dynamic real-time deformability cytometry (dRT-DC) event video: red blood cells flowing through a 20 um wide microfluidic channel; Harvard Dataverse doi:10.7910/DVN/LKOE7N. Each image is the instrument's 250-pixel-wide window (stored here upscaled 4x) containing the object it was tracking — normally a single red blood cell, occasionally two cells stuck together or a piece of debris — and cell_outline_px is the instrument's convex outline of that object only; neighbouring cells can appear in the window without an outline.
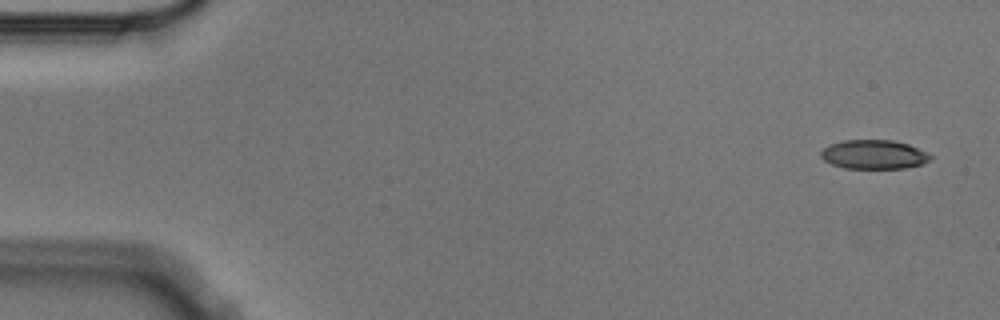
{"species": "Egyptian fruit bat (a non-hibernating species)", "species_latin": "Rousettus aegyptiacus", "temperature_condition": "cold", "stored_images_in_passage": 7, "camera_frame_rate_fps": 3000, "um_per_image_px": 0.085, "animal": {"sex": "male"}, "frame": {"image": 1, "passage_image": 1, "time_ms": 0.0, "image_size_px": [1000, 320], "cell_outline_px": [[932, 160], [924, 164], [904, 168], [844, 168], [832, 164], [824, 160], [820, 156], [820, 152], [828, 144], [844, 140], [892, 140], [908, 144], [928, 152], [932, 156]], "centroid_in_image_um": [74.3, 13.13], "position_along_channel_um": 10.7, "area_um2": 18.73}}
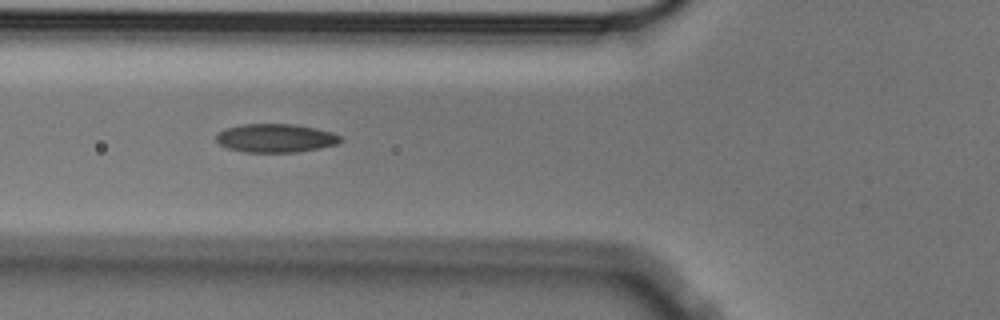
{"frame": {"image": 2, "passage_image": 6, "time_ms": 1.667, "image_size_px": [1000, 320], "cell_outline_px": [[344, 140], [336, 144], [320, 148], [296, 152], [244, 152], [228, 148], [220, 144], [216, 140], [216, 136], [224, 128], [244, 124], [296, 124], [316, 128], [332, 132], [340, 136]], "centroid_in_image_um": [23.44, 11.73], "position_along_channel_um": 102.4, "area_um2": 20.69}}
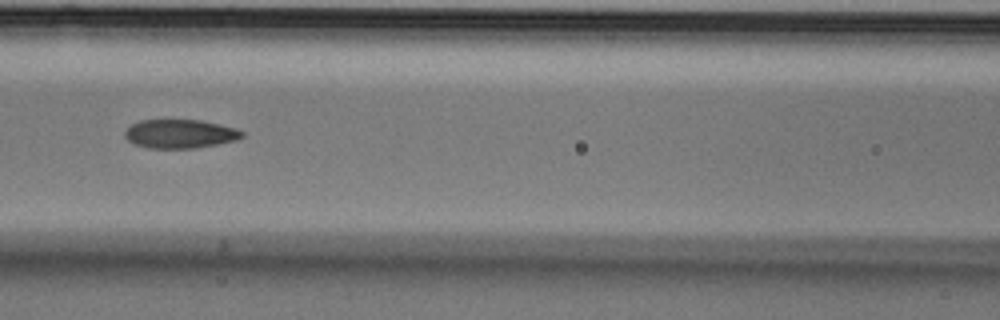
{"frame": {"image": 3, "passage_image": 7, "time_ms": 2.0, "image_size_px": [1000, 320], "cell_outline_px": [[244, 136], [236, 140], [196, 148], [148, 148], [132, 144], [124, 136], [124, 132], [132, 124], [140, 120], [200, 120], [220, 124], [236, 128], [244, 132]], "centroid_in_image_um": [15.29, 11.38], "position_along_channel_um": 151.3, "area_um2": 19.71}}